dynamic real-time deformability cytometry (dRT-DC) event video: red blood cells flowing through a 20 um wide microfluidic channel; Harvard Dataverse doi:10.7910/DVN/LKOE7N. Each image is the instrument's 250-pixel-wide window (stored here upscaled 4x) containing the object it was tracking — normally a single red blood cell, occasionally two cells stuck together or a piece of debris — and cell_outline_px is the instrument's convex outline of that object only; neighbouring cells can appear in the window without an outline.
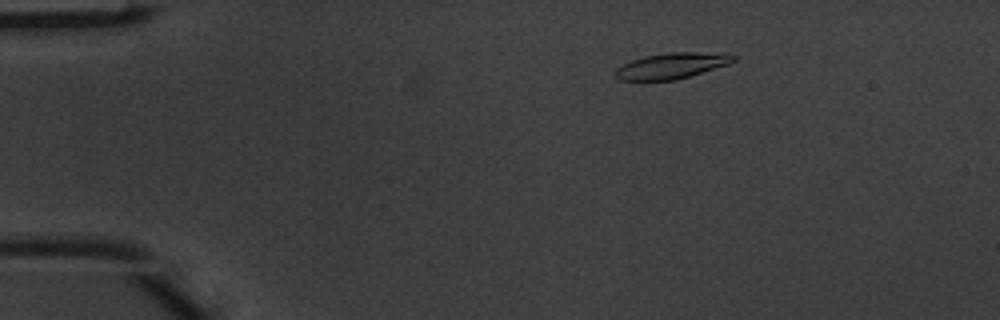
{"species": "common noctule bat (a hibernating species)", "species_latin": "Nyctalus noctula", "temperature_condition": "warm", "stored_images_in_passage": 4, "camera_frame_rate_fps": 3000, "um_per_image_px": 0.085, "animal": {"sex": "male", "body_mass_g": 20.1, "forearm_length_mm": 53.5}, "frame": {"image": 1, "passage_image": 2, "time_ms": 0.333, "image_size_px": [1000, 320], "cell_outline_px": [[736, 60], [728, 64], [676, 80], [620, 80], [616, 76], [616, 68], [632, 60], [644, 56], [668, 52], [728, 52], [736, 56]], "centroid_in_image_um": [57.15, 5.56], "position_along_channel_um": 27.8, "area_um2": 17.8}}